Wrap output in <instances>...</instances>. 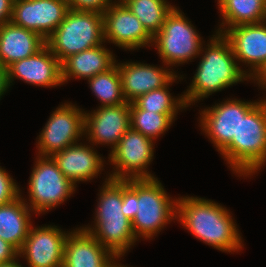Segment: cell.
Wrapping results in <instances>:
<instances>
[{
    "instance_id": "cell-1",
    "label": "cell",
    "mask_w": 266,
    "mask_h": 267,
    "mask_svg": "<svg viewBox=\"0 0 266 267\" xmlns=\"http://www.w3.org/2000/svg\"><path fill=\"white\" fill-rule=\"evenodd\" d=\"M228 211L204 198L188 196L177 200L178 221L199 240L230 253L242 248V240Z\"/></svg>"
},
{
    "instance_id": "cell-2",
    "label": "cell",
    "mask_w": 266,
    "mask_h": 267,
    "mask_svg": "<svg viewBox=\"0 0 266 267\" xmlns=\"http://www.w3.org/2000/svg\"><path fill=\"white\" fill-rule=\"evenodd\" d=\"M207 46L192 84L182 95L187 107L214 92L249 78V74L243 71L235 61L237 59L230 43L223 34L216 32Z\"/></svg>"
},
{
    "instance_id": "cell-3",
    "label": "cell",
    "mask_w": 266,
    "mask_h": 267,
    "mask_svg": "<svg viewBox=\"0 0 266 267\" xmlns=\"http://www.w3.org/2000/svg\"><path fill=\"white\" fill-rule=\"evenodd\" d=\"M95 227H83L117 259L137 240L131 221L122 213L123 180L106 178L100 189ZM94 229V230H93Z\"/></svg>"
},
{
    "instance_id": "cell-4",
    "label": "cell",
    "mask_w": 266,
    "mask_h": 267,
    "mask_svg": "<svg viewBox=\"0 0 266 267\" xmlns=\"http://www.w3.org/2000/svg\"><path fill=\"white\" fill-rule=\"evenodd\" d=\"M236 174L250 175L266 162V99L240 118L237 138L220 152Z\"/></svg>"
},
{
    "instance_id": "cell-5",
    "label": "cell",
    "mask_w": 266,
    "mask_h": 267,
    "mask_svg": "<svg viewBox=\"0 0 266 267\" xmlns=\"http://www.w3.org/2000/svg\"><path fill=\"white\" fill-rule=\"evenodd\" d=\"M103 16L94 11L69 9L46 45L62 63L69 56L102 45Z\"/></svg>"
},
{
    "instance_id": "cell-6",
    "label": "cell",
    "mask_w": 266,
    "mask_h": 267,
    "mask_svg": "<svg viewBox=\"0 0 266 267\" xmlns=\"http://www.w3.org/2000/svg\"><path fill=\"white\" fill-rule=\"evenodd\" d=\"M177 199L167 196L156 178L135 179V217L131 225L137 237L152 238L173 218L177 219Z\"/></svg>"
},
{
    "instance_id": "cell-7",
    "label": "cell",
    "mask_w": 266,
    "mask_h": 267,
    "mask_svg": "<svg viewBox=\"0 0 266 267\" xmlns=\"http://www.w3.org/2000/svg\"><path fill=\"white\" fill-rule=\"evenodd\" d=\"M160 58L166 65L182 64L203 51L201 37L176 7L167 15L162 28L153 36Z\"/></svg>"
},
{
    "instance_id": "cell-8",
    "label": "cell",
    "mask_w": 266,
    "mask_h": 267,
    "mask_svg": "<svg viewBox=\"0 0 266 267\" xmlns=\"http://www.w3.org/2000/svg\"><path fill=\"white\" fill-rule=\"evenodd\" d=\"M29 180L30 206L35 213H44L71 196L76 185L60 171L51 156H37Z\"/></svg>"
},
{
    "instance_id": "cell-9",
    "label": "cell",
    "mask_w": 266,
    "mask_h": 267,
    "mask_svg": "<svg viewBox=\"0 0 266 267\" xmlns=\"http://www.w3.org/2000/svg\"><path fill=\"white\" fill-rule=\"evenodd\" d=\"M152 141L130 127L108 157L116 167L109 178L122 180L155 178L146 170L154 155Z\"/></svg>"
},
{
    "instance_id": "cell-10",
    "label": "cell",
    "mask_w": 266,
    "mask_h": 267,
    "mask_svg": "<svg viewBox=\"0 0 266 267\" xmlns=\"http://www.w3.org/2000/svg\"><path fill=\"white\" fill-rule=\"evenodd\" d=\"M84 134V113L75 105L65 103L50 115L38 140L40 156H53L79 140Z\"/></svg>"
},
{
    "instance_id": "cell-11",
    "label": "cell",
    "mask_w": 266,
    "mask_h": 267,
    "mask_svg": "<svg viewBox=\"0 0 266 267\" xmlns=\"http://www.w3.org/2000/svg\"><path fill=\"white\" fill-rule=\"evenodd\" d=\"M68 10L67 0H14L11 22L47 40Z\"/></svg>"
},
{
    "instance_id": "cell-12",
    "label": "cell",
    "mask_w": 266,
    "mask_h": 267,
    "mask_svg": "<svg viewBox=\"0 0 266 267\" xmlns=\"http://www.w3.org/2000/svg\"><path fill=\"white\" fill-rule=\"evenodd\" d=\"M257 103L230 99L208 107L200 113L202 130L218 148V152H221L233 138H237L240 118L245 117Z\"/></svg>"
},
{
    "instance_id": "cell-13",
    "label": "cell",
    "mask_w": 266,
    "mask_h": 267,
    "mask_svg": "<svg viewBox=\"0 0 266 267\" xmlns=\"http://www.w3.org/2000/svg\"><path fill=\"white\" fill-rule=\"evenodd\" d=\"M102 16L104 42L108 40L129 50L153 43V36L123 3L110 4Z\"/></svg>"
},
{
    "instance_id": "cell-14",
    "label": "cell",
    "mask_w": 266,
    "mask_h": 267,
    "mask_svg": "<svg viewBox=\"0 0 266 267\" xmlns=\"http://www.w3.org/2000/svg\"><path fill=\"white\" fill-rule=\"evenodd\" d=\"M219 29L229 41L234 56L238 61L251 67L249 79L255 77L266 66V20L260 23L242 24L229 29ZM253 77V78H252Z\"/></svg>"
},
{
    "instance_id": "cell-15",
    "label": "cell",
    "mask_w": 266,
    "mask_h": 267,
    "mask_svg": "<svg viewBox=\"0 0 266 267\" xmlns=\"http://www.w3.org/2000/svg\"><path fill=\"white\" fill-rule=\"evenodd\" d=\"M68 235L57 226L34 228L31 225L18 255H25L29 267H62Z\"/></svg>"
},
{
    "instance_id": "cell-16",
    "label": "cell",
    "mask_w": 266,
    "mask_h": 267,
    "mask_svg": "<svg viewBox=\"0 0 266 267\" xmlns=\"http://www.w3.org/2000/svg\"><path fill=\"white\" fill-rule=\"evenodd\" d=\"M130 127V102L84 112V134L93 144H110L113 150Z\"/></svg>"
},
{
    "instance_id": "cell-17",
    "label": "cell",
    "mask_w": 266,
    "mask_h": 267,
    "mask_svg": "<svg viewBox=\"0 0 266 267\" xmlns=\"http://www.w3.org/2000/svg\"><path fill=\"white\" fill-rule=\"evenodd\" d=\"M7 72L9 85L14 78L41 87H55L63 83L61 62L47 45L34 55L13 62L7 67Z\"/></svg>"
},
{
    "instance_id": "cell-18",
    "label": "cell",
    "mask_w": 266,
    "mask_h": 267,
    "mask_svg": "<svg viewBox=\"0 0 266 267\" xmlns=\"http://www.w3.org/2000/svg\"><path fill=\"white\" fill-rule=\"evenodd\" d=\"M115 259L89 232L78 228L67 236L62 267H113Z\"/></svg>"
},
{
    "instance_id": "cell-19",
    "label": "cell",
    "mask_w": 266,
    "mask_h": 267,
    "mask_svg": "<svg viewBox=\"0 0 266 267\" xmlns=\"http://www.w3.org/2000/svg\"><path fill=\"white\" fill-rule=\"evenodd\" d=\"M122 80V92L127 102H133L140 95L166 86L176 74L148 64L136 62L117 64Z\"/></svg>"
},
{
    "instance_id": "cell-20",
    "label": "cell",
    "mask_w": 266,
    "mask_h": 267,
    "mask_svg": "<svg viewBox=\"0 0 266 267\" xmlns=\"http://www.w3.org/2000/svg\"><path fill=\"white\" fill-rule=\"evenodd\" d=\"M45 45L42 36L11 21L0 26V63L3 67L34 55Z\"/></svg>"
},
{
    "instance_id": "cell-21",
    "label": "cell",
    "mask_w": 266,
    "mask_h": 267,
    "mask_svg": "<svg viewBox=\"0 0 266 267\" xmlns=\"http://www.w3.org/2000/svg\"><path fill=\"white\" fill-rule=\"evenodd\" d=\"M93 150L88 145L75 143L55 153L52 158L63 175L76 184L77 181H88L97 177L100 170H103V160Z\"/></svg>"
},
{
    "instance_id": "cell-22",
    "label": "cell",
    "mask_w": 266,
    "mask_h": 267,
    "mask_svg": "<svg viewBox=\"0 0 266 267\" xmlns=\"http://www.w3.org/2000/svg\"><path fill=\"white\" fill-rule=\"evenodd\" d=\"M116 64L112 52L103 45L95 46L85 51L73 54L61 63L62 82L69 78H86L106 72Z\"/></svg>"
},
{
    "instance_id": "cell-23",
    "label": "cell",
    "mask_w": 266,
    "mask_h": 267,
    "mask_svg": "<svg viewBox=\"0 0 266 267\" xmlns=\"http://www.w3.org/2000/svg\"><path fill=\"white\" fill-rule=\"evenodd\" d=\"M25 202L20 195L13 202L0 206V238L11 244L18 252L31 227V209Z\"/></svg>"
},
{
    "instance_id": "cell-24",
    "label": "cell",
    "mask_w": 266,
    "mask_h": 267,
    "mask_svg": "<svg viewBox=\"0 0 266 267\" xmlns=\"http://www.w3.org/2000/svg\"><path fill=\"white\" fill-rule=\"evenodd\" d=\"M219 10L223 17L221 26L226 24L228 29L266 20V0H228Z\"/></svg>"
},
{
    "instance_id": "cell-25",
    "label": "cell",
    "mask_w": 266,
    "mask_h": 267,
    "mask_svg": "<svg viewBox=\"0 0 266 267\" xmlns=\"http://www.w3.org/2000/svg\"><path fill=\"white\" fill-rule=\"evenodd\" d=\"M123 4L152 36L160 31L167 15L174 8L166 0H125Z\"/></svg>"
},
{
    "instance_id": "cell-26",
    "label": "cell",
    "mask_w": 266,
    "mask_h": 267,
    "mask_svg": "<svg viewBox=\"0 0 266 267\" xmlns=\"http://www.w3.org/2000/svg\"><path fill=\"white\" fill-rule=\"evenodd\" d=\"M88 81L90 88L102 103V107L122 105L127 102L123 96L122 80L117 64Z\"/></svg>"
},
{
    "instance_id": "cell-27",
    "label": "cell",
    "mask_w": 266,
    "mask_h": 267,
    "mask_svg": "<svg viewBox=\"0 0 266 267\" xmlns=\"http://www.w3.org/2000/svg\"><path fill=\"white\" fill-rule=\"evenodd\" d=\"M178 77L176 75L166 86L140 95L130 103V110H146L162 114H177L179 109L186 108L183 96L178 99L172 98L168 89L169 84Z\"/></svg>"
},
{
    "instance_id": "cell-28",
    "label": "cell",
    "mask_w": 266,
    "mask_h": 267,
    "mask_svg": "<svg viewBox=\"0 0 266 267\" xmlns=\"http://www.w3.org/2000/svg\"><path fill=\"white\" fill-rule=\"evenodd\" d=\"M176 114H162L146 110H130L131 128L154 140L174 121Z\"/></svg>"
},
{
    "instance_id": "cell-29",
    "label": "cell",
    "mask_w": 266,
    "mask_h": 267,
    "mask_svg": "<svg viewBox=\"0 0 266 267\" xmlns=\"http://www.w3.org/2000/svg\"><path fill=\"white\" fill-rule=\"evenodd\" d=\"M17 186L13 178L0 166V206L13 202L20 196Z\"/></svg>"
},
{
    "instance_id": "cell-30",
    "label": "cell",
    "mask_w": 266,
    "mask_h": 267,
    "mask_svg": "<svg viewBox=\"0 0 266 267\" xmlns=\"http://www.w3.org/2000/svg\"><path fill=\"white\" fill-rule=\"evenodd\" d=\"M122 213L131 222L135 217V179L123 180Z\"/></svg>"
},
{
    "instance_id": "cell-31",
    "label": "cell",
    "mask_w": 266,
    "mask_h": 267,
    "mask_svg": "<svg viewBox=\"0 0 266 267\" xmlns=\"http://www.w3.org/2000/svg\"><path fill=\"white\" fill-rule=\"evenodd\" d=\"M112 0H67L69 9L103 13Z\"/></svg>"
},
{
    "instance_id": "cell-32",
    "label": "cell",
    "mask_w": 266,
    "mask_h": 267,
    "mask_svg": "<svg viewBox=\"0 0 266 267\" xmlns=\"http://www.w3.org/2000/svg\"><path fill=\"white\" fill-rule=\"evenodd\" d=\"M18 251L8 242L0 238V264L17 259Z\"/></svg>"
},
{
    "instance_id": "cell-33",
    "label": "cell",
    "mask_w": 266,
    "mask_h": 267,
    "mask_svg": "<svg viewBox=\"0 0 266 267\" xmlns=\"http://www.w3.org/2000/svg\"><path fill=\"white\" fill-rule=\"evenodd\" d=\"M12 9L13 0H0V26L11 21Z\"/></svg>"
},
{
    "instance_id": "cell-34",
    "label": "cell",
    "mask_w": 266,
    "mask_h": 267,
    "mask_svg": "<svg viewBox=\"0 0 266 267\" xmlns=\"http://www.w3.org/2000/svg\"><path fill=\"white\" fill-rule=\"evenodd\" d=\"M8 72L7 68H0V98L3 96L9 88Z\"/></svg>"
},
{
    "instance_id": "cell-35",
    "label": "cell",
    "mask_w": 266,
    "mask_h": 267,
    "mask_svg": "<svg viewBox=\"0 0 266 267\" xmlns=\"http://www.w3.org/2000/svg\"><path fill=\"white\" fill-rule=\"evenodd\" d=\"M257 84L261 87L266 88V66L260 71V73L255 77Z\"/></svg>"
},
{
    "instance_id": "cell-36",
    "label": "cell",
    "mask_w": 266,
    "mask_h": 267,
    "mask_svg": "<svg viewBox=\"0 0 266 267\" xmlns=\"http://www.w3.org/2000/svg\"><path fill=\"white\" fill-rule=\"evenodd\" d=\"M16 261L17 260L14 259V260H12L10 262L2 263V264H0V267H23L18 263V261L17 262Z\"/></svg>"
},
{
    "instance_id": "cell-37",
    "label": "cell",
    "mask_w": 266,
    "mask_h": 267,
    "mask_svg": "<svg viewBox=\"0 0 266 267\" xmlns=\"http://www.w3.org/2000/svg\"><path fill=\"white\" fill-rule=\"evenodd\" d=\"M228 0H218V8H221Z\"/></svg>"
},
{
    "instance_id": "cell-38",
    "label": "cell",
    "mask_w": 266,
    "mask_h": 267,
    "mask_svg": "<svg viewBox=\"0 0 266 267\" xmlns=\"http://www.w3.org/2000/svg\"><path fill=\"white\" fill-rule=\"evenodd\" d=\"M113 267H125L124 265L123 266H121L119 263L117 264H115ZM127 267V266H126Z\"/></svg>"
}]
</instances>
